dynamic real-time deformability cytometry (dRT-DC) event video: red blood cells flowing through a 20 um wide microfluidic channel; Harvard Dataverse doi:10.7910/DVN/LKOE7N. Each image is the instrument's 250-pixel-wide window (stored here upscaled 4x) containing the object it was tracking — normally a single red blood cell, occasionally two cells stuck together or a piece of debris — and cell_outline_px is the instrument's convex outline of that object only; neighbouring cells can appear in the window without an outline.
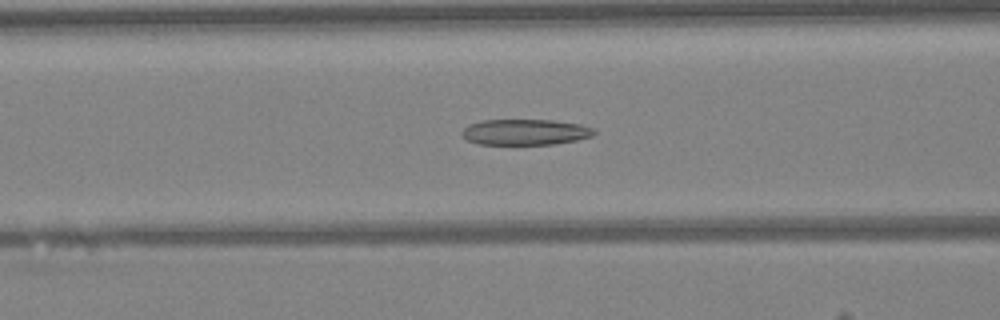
{"species": "Egyptian fruit bat (a non-hibernating species)", "species_latin": "Rousettus aegyptiacus", "temperature_condition": "warm", "stored_images_in_passage": 38, "camera_frame_rate_fps": 3000, "um_per_image_px": 0.085, "animal": {"sex": "female"}, "frame": {"image": 1, "passage_image": 10, "time_ms": 3.0, "image_size_px": [1000, 320], "cell_outline_px": [[596, 132], [592, 136], [576, 140], [552, 144], [480, 144], [468, 140], [460, 132], [468, 124], [480, 120], [552, 120], [580, 124], [592, 128]], "centroid_in_image_um": [44.62, 11.22], "position_along_channel_um": 122.0, "area_um2": 19.77}}
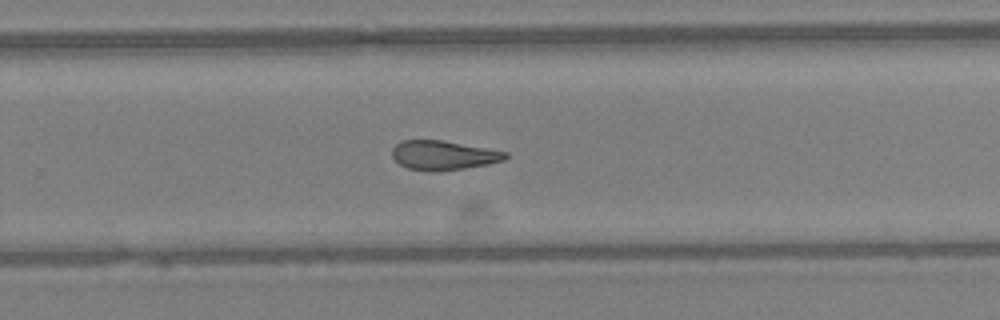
{"frame": {"image": 2, "passage_image": 22, "time_ms": 7.0, "image_size_px": [1000, 320], "cell_outline_px": [[508, 156], [504, 160], [488, 164], [464, 168], [436, 172], [428, 172], [408, 168], [400, 164], [392, 156], [392, 148], [396, 144], [404, 140], [444, 140], [508, 152]], "centroid_in_image_um": [37.69, 13.2], "position_along_channel_um": 292.1, "area_um2": 19.42}}
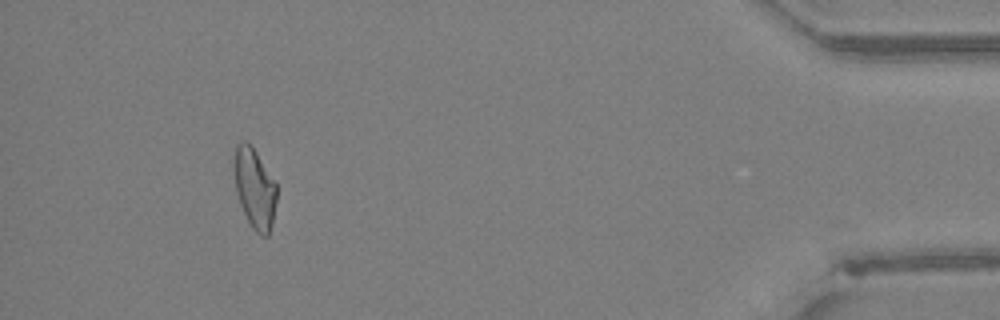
{"frame": {"image": 3, "passage_image": 35, "time_ms": 11.333, "image_size_px": [1000, 320], "cell_outline_px": [[276, 200], [272, 224], [268, 236], [260, 236], [252, 228], [240, 204], [236, 192], [236, 144], [244, 140], [256, 152], [276, 180]], "centroid_in_image_um": [21.69, 16.06], "position_along_channel_um": 413.5, "area_um2": 19.42}, "authors_computed_cell_mechanics": {"area_um2": 20.0277, "velocity_mm_per_s": 4.2708, "shape_relaxation_time_tau1_ms": null, "shape_relaxation_time_tau2_ms": 3.9479, "deformation_change_tau1": null, "deformation_change_tau2": 0.1407}}